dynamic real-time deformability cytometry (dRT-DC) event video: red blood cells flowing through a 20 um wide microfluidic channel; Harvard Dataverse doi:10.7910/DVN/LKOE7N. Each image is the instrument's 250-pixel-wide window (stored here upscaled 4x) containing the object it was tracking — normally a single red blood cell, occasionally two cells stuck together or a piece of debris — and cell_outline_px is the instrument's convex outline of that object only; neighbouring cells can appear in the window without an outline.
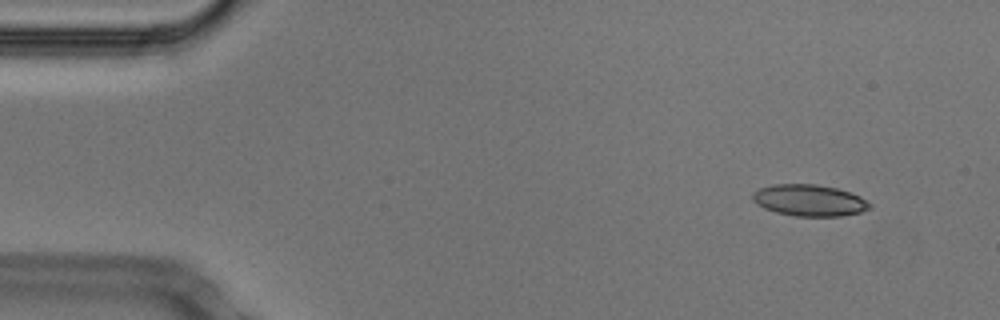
{"species": "Egyptian fruit bat (a non-hibernating species)", "species_latin": "Rousettus aegyptiacus", "temperature_condition": "cold", "stored_images_in_passage": 49, "camera_frame_rate_fps": 3000, "um_per_image_px": 0.085, "animal": {"sex": "male"}, "frame": {"image": 1, "passage_image": 1, "time_ms": 0.0, "image_size_px": [1000, 320], "cell_outline_px": [[872, 208], [860, 212], [840, 216], [796, 216], [776, 212], [764, 208], [756, 204], [752, 200], [752, 192], [760, 188], [772, 184], [816, 184], [836, 188], [860, 196], [872, 204]], "centroid_in_image_um": [68.78, 17.03], "position_along_channel_um": 16.2, "area_um2": 21.56}}
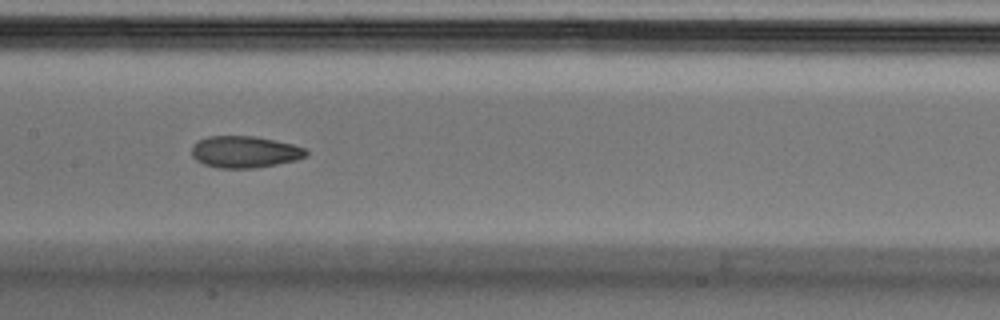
{"frame": {"image": 2, "passage_image": 22, "time_ms": 7.0, "image_size_px": [1000, 320], "cell_outline_px": [[308, 156], [296, 160], [276, 164], [252, 168], [216, 168], [204, 164], [196, 160], [192, 156], [192, 144], [196, 140], [208, 136], [256, 136], [292, 144], [304, 148], [308, 152]], "centroid_in_image_um": [20.77, 12.9], "position_along_channel_um": 186.6, "area_um2": 21.27}}
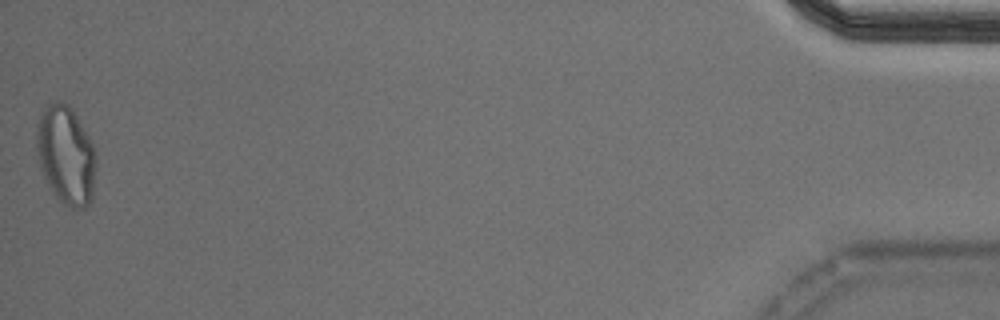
{"frame": {"image": 3, "passage_image": 49, "time_ms": 16.0, "image_size_px": [1000, 320], "cell_outline_px": [[96, 168], [92, 200], [84, 208], [72, 208], [64, 204], [52, 192], [40, 168], [36, 148], [36, 124], [40, 112], [44, 104], [56, 100], [68, 104], [76, 116], [88, 136], [92, 144], [96, 156]], "centroid_in_image_um": [5.58, 13.16], "position_along_channel_um": 429.6, "area_um2": 34.51}, "authors_computed_cell_mechanics": {"area_um2": 21.7906, "velocity_mm_per_s": 3.7633, "shape_relaxation_time_tau1_ms": null, "shape_relaxation_time_tau2_ms": 2.7877, "deformation_change_tau1": null, "deformation_change_tau2": 0.0897}}